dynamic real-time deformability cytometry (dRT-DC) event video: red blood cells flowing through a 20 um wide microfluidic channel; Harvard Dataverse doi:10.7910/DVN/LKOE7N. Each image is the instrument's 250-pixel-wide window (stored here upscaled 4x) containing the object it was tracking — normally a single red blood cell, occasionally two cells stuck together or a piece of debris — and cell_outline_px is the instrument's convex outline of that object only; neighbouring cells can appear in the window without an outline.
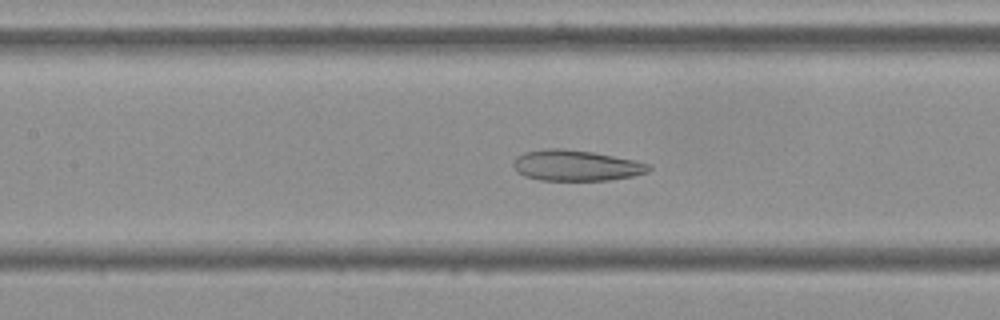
{"species": "Egyptian fruit bat (a non-hibernating species)", "species_latin": "Rousettus aegyptiacus", "temperature_condition": "cold", "stored_images_in_passage": 56, "camera_frame_rate_fps": 3000, "um_per_image_px": 0.085, "frame": {"image": 1, "passage_image": 25, "time_ms": 8.0, "image_size_px": [1000, 320], "cell_outline_px": [[652, 168], [648, 172], [632, 176], [608, 180], [540, 180], [524, 176], [516, 172], [512, 164], [516, 156], [524, 152], [548, 148], [564, 148], [592, 152], [636, 160], [648, 164]], "centroid_in_image_um": [48.93, 14.06], "position_along_channel_um": 158.5, "area_um2": 24.39}}
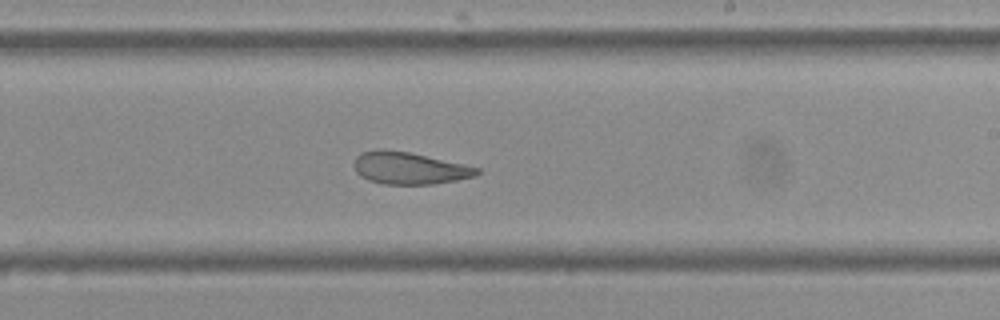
{"frame": {"image": 2, "passage_image": 33, "time_ms": 10.667, "image_size_px": [1000, 320], "cell_outline_px": [[480, 172], [476, 176], [456, 180], [432, 184], [384, 184], [368, 180], [360, 176], [356, 172], [352, 164], [356, 156], [360, 152], [384, 148], [408, 152], [480, 168]], "centroid_in_image_um": [34.73, 14.29], "position_along_channel_um": 254.3, "area_um2": 23.0}}
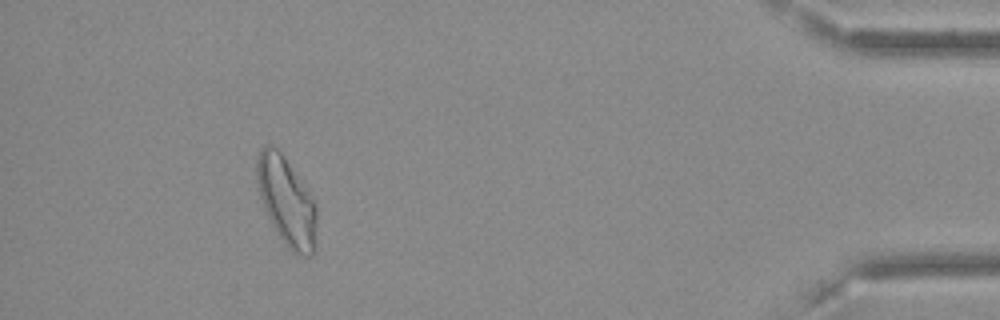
{"frame": {"image": 3, "passage_image": 51, "time_ms": 16.667, "image_size_px": [1000, 320], "cell_outline_px": [[316, 248], [312, 256], [304, 256], [292, 252], [288, 248], [272, 224], [264, 208], [260, 196], [256, 180], [256, 156], [260, 148], [264, 144], [272, 144], [280, 152], [300, 180], [316, 204]], "centroid_in_image_um": [24.34, 17.12], "position_along_channel_um": 410.9, "area_um2": 30.69}, "authors_computed_cell_mechanics": {"area_um2": 28.6977, "velocity_mm_per_s": 3.6052, "shape_relaxation_time_tau1_ms": null, "shape_relaxation_time_tau2_ms": 3.3863, "deformation_change_tau1": null, "deformation_change_tau2": 0.1083}}